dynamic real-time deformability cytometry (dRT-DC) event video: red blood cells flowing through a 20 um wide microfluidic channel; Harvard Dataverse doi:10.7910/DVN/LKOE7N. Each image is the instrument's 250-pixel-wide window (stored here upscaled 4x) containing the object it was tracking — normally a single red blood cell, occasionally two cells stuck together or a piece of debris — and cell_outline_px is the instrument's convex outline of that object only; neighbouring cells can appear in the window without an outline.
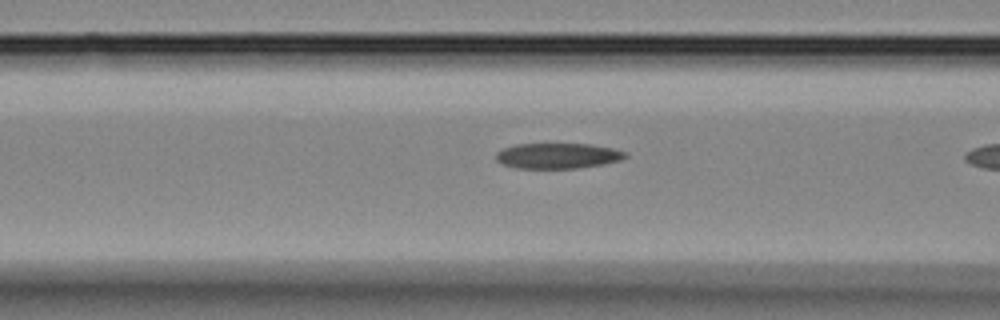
{"species": "Egyptian fruit bat (a non-hibernating species)", "species_latin": "Rousettus aegyptiacus", "temperature_condition": "room temperature", "stored_images_in_passage": 9, "camera_frame_rate_fps": 3000, "um_per_image_px": 0.085, "animal": {"sex": "female"}, "frame": {"image": 1, "passage_image": 8, "time_ms": 2.333, "image_size_px": [1000, 320], "cell_outline_px": [[628, 156], [620, 160], [604, 164], [576, 168], [516, 168], [504, 164], [496, 160], [496, 152], [504, 148], [516, 144], [588, 144], [612, 148], [628, 152]], "centroid_in_image_um": [47.42, 13.24], "position_along_channel_um": 119.2, "area_um2": 19.13}}